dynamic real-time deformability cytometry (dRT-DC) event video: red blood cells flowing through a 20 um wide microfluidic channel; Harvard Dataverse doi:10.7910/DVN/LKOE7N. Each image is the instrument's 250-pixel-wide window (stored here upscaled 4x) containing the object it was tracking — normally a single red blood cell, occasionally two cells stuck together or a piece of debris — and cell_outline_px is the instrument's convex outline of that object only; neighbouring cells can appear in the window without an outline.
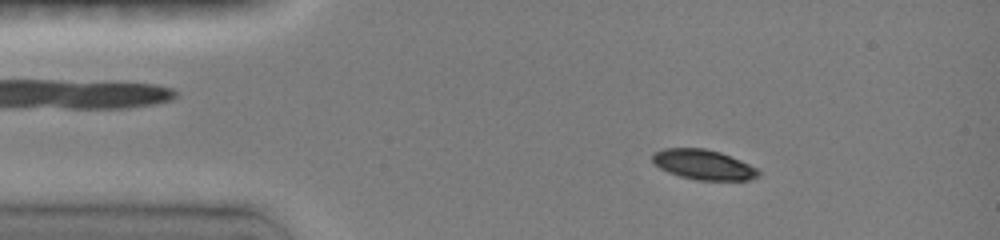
{"species": "common noctule bat (a hibernating species)", "species_latin": "Nyctalus noctula", "temperature_condition": "room temperature", "stored_images_in_passage": 47, "camera_frame_rate_fps": 3000, "um_per_image_px": 0.085, "animal": {"sex": "female", "body_mass_g": 19.0, "forearm_length_mm": 51.5}, "frame": {"image": 1, "passage_image": 7, "time_ms": 2.0, "image_size_px": [1000, 240], "cell_outline_px": [[760, 176], [748, 180], [696, 180], [680, 176], [668, 172], [660, 168], [652, 160], [652, 152], [664, 148], [704, 148], [720, 152], [760, 168]], "centroid_in_image_um": [59.82, 13.99], "position_along_channel_um": 25.2, "area_um2": 18.67}}
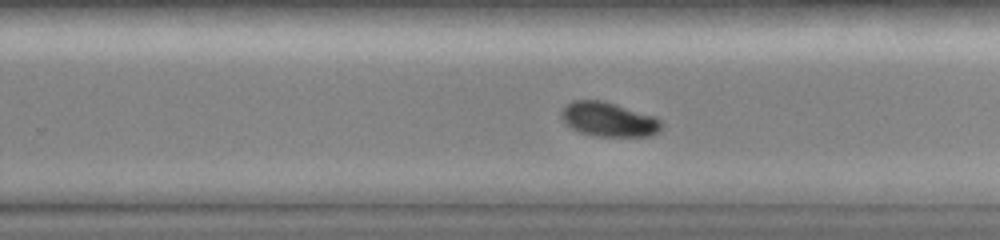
{"frame": {"image": 2, "passage_image": 30, "time_ms": 9.667, "image_size_px": [1000, 240], "cell_outline_px": [[664, 128], [660, 132], [652, 136], [592, 136], [580, 132], [572, 128], [560, 116], [560, 112], [572, 100], [604, 100], [656, 116], [664, 124]], "centroid_in_image_um": [51.81, 10.15], "position_along_channel_um": 278.0, "area_um2": 20.35}}
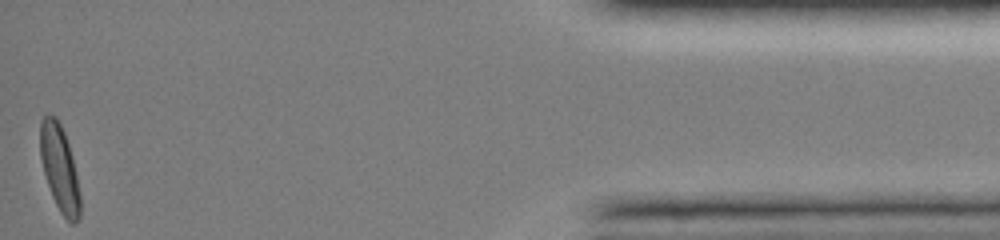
{"frame": {"image": 3, "passage_image": 47, "time_ms": 15.333, "image_size_px": [1000, 240], "cell_outline_px": [[80, 216], [76, 224], [72, 224], [60, 212], [52, 196], [44, 172], [40, 156], [40, 120], [48, 112], [56, 116], [64, 132], [72, 156], [80, 196]], "centroid_in_image_um": [5.05, 14.27], "position_along_channel_um": 430.1, "area_um2": 19.94}, "authors_computed_cell_mechanics": {"area_um2": 19.7098, "velocity_mm_per_s": 3.9893, "shape_relaxation_time_tau1_ms": 2.0011, "shape_relaxation_time_tau2_ms": null, "deformation_change_tau1": 0.1189, "deformation_change_tau2": null}}